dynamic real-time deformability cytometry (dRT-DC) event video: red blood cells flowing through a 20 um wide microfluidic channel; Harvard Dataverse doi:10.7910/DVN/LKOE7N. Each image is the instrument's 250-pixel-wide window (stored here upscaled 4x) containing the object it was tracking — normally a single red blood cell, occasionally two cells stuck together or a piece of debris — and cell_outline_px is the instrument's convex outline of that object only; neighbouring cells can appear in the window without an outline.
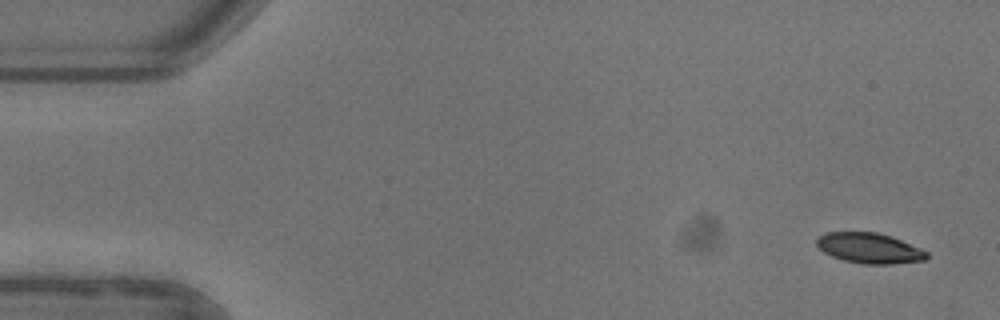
{"species": "common noctule bat (a hibernating species)", "species_latin": "Nyctalus noctula", "temperature_condition": "warm", "stored_images_in_passage": 9, "camera_frame_rate_fps": 3000, "um_per_image_px": 0.085, "animal": {"sex": "female"}, "frame": {"image": 1, "passage_image": 1, "time_ms": 0.0, "image_size_px": [1000, 320], "cell_outline_px": [[928, 256], [924, 260], [892, 264], [864, 264], [844, 260], [832, 256], [824, 252], [816, 244], [816, 240], [824, 232], [876, 232], [892, 236], [920, 248], [928, 252]], "centroid_in_image_um": [73.9, 21.09], "position_along_channel_um": 11.1, "area_um2": 19.42}}